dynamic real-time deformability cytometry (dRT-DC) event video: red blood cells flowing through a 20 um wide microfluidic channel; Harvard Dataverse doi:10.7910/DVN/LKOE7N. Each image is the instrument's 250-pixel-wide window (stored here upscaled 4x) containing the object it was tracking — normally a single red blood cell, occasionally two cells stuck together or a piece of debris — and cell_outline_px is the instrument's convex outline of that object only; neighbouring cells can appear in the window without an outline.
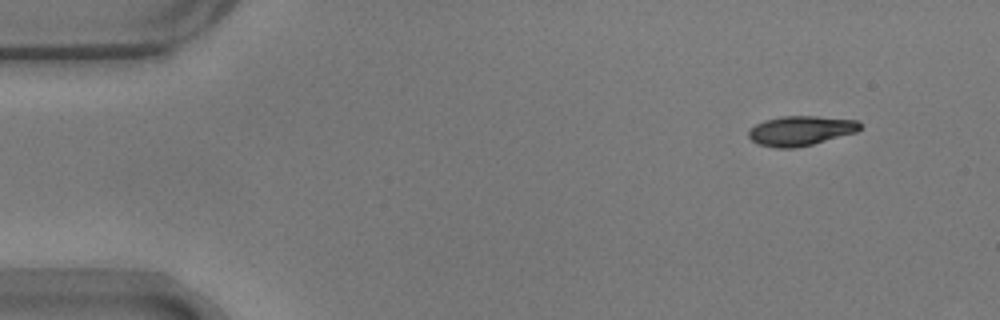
{"species": "common noctule bat (a hibernating species)", "species_latin": "Nyctalus noctula", "temperature_condition": "warm", "stored_images_in_passage": 48, "camera_frame_rate_fps": 3000, "um_per_image_px": 0.085, "animal": {"sex": "male", "body_mass_g": 17.9}, "frame": {"image": 1, "passage_image": 1, "time_ms": 0.0, "image_size_px": [1000, 320], "cell_outline_px": [[860, 128], [856, 132], [812, 144], [796, 148], [776, 148], [756, 144], [748, 136], [748, 132], [756, 124], [764, 120], [780, 116], [816, 116], [860, 120]], "centroid_in_image_um": [68.04, 11.11], "position_along_channel_um": 17.0, "area_um2": 19.31}}
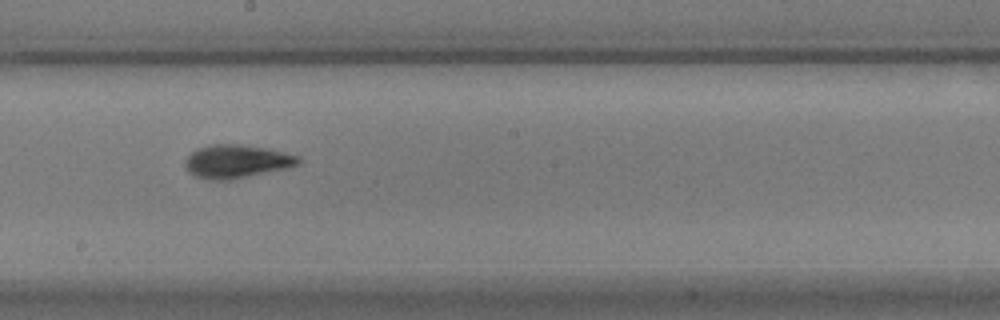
{"frame": {"image": 2, "passage_image": 26, "time_ms": 8.333, "image_size_px": [1000, 320], "cell_outline_px": [[304, 160], [300, 164], [284, 168], [232, 180], [208, 180], [196, 176], [188, 172], [184, 164], [184, 160], [196, 148], [208, 144], [240, 144], [268, 148], [300, 156]], "centroid_in_image_um": [20.1, 13.71], "position_along_channel_um": 228.1, "area_um2": 22.25}}
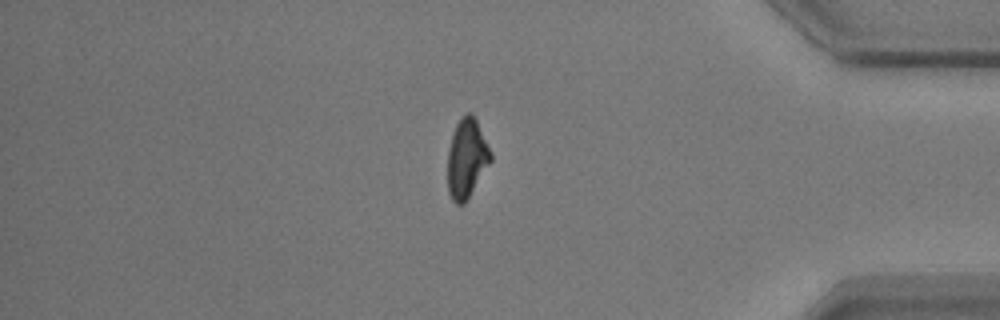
{"frame": {"image": 3, "passage_image": 42, "time_ms": 13.667, "image_size_px": [1000, 320], "cell_outline_px": [[492, 160], [464, 204], [456, 204], [452, 200], [448, 192], [448, 148], [452, 132], [456, 124], [468, 112], [472, 112], [492, 152]], "centroid_in_image_um": [39.67, 13.46], "position_along_channel_um": 395.5, "area_um2": 19.83}}